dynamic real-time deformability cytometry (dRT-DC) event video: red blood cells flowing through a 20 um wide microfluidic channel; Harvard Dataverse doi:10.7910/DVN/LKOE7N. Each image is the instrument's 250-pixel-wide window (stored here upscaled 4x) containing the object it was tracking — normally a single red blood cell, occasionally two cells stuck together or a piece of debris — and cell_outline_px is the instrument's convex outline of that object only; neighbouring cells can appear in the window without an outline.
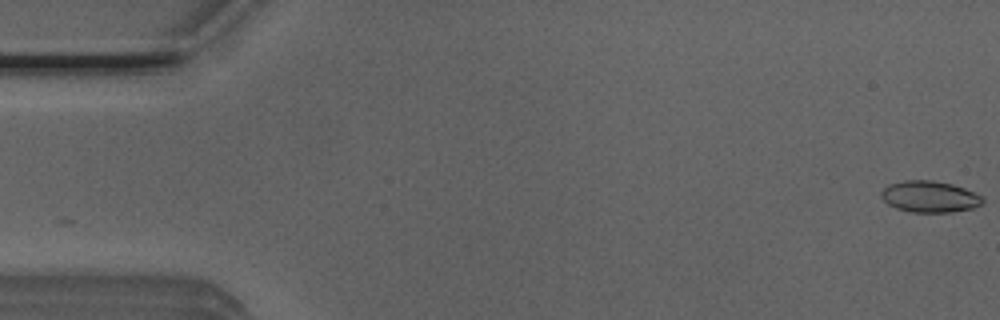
{"species": "Egyptian fruit bat (a non-hibernating species)", "species_latin": "Rousettus aegyptiacus", "temperature_condition": "room temperature", "stored_images_in_passage": 52, "camera_frame_rate_fps": 3000, "um_per_image_px": 0.085, "animal": {"sex": "male"}, "frame": {"image": 1, "passage_image": 1, "time_ms": 0.0, "image_size_px": [1000, 320], "cell_outline_px": [[984, 204], [972, 208], [952, 212], [912, 212], [896, 208], [888, 204], [880, 196], [880, 192], [888, 184], [904, 180], [932, 180], [952, 184], [964, 188], [980, 196], [984, 200]], "centroid_in_image_um": [79.0, 16.71], "position_along_channel_um": 6.0, "area_um2": 18.55}}
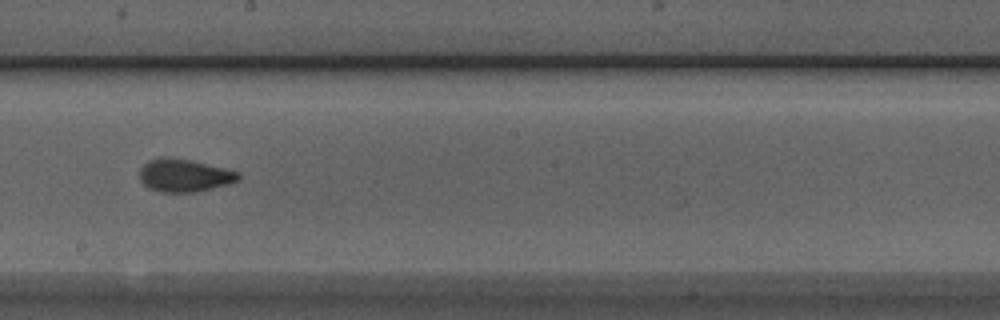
{"frame": {"image": 2, "passage_image": 29, "time_ms": 9.333, "image_size_px": [1000, 320], "cell_outline_px": [[240, 180], [228, 184], [196, 192], [160, 192], [148, 188], [140, 180], [140, 168], [148, 160], [160, 156], [168, 156], [192, 160], [240, 172]], "centroid_in_image_um": [15.65, 14.89], "position_along_channel_um": 232.5, "area_um2": 19.13}}
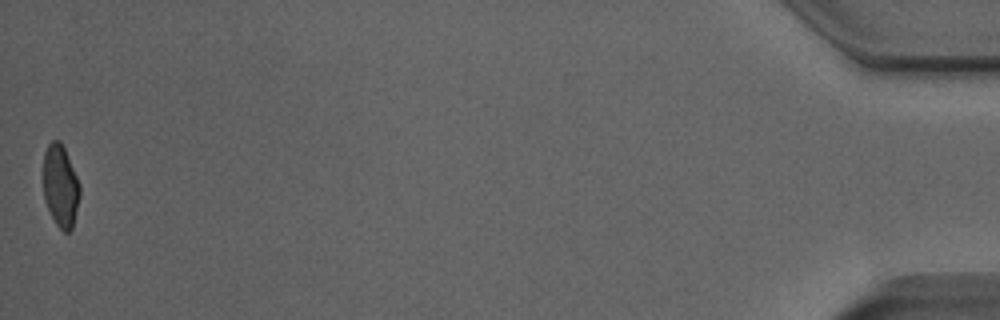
{"frame": {"image": 3, "passage_image": 52, "time_ms": 17.0, "image_size_px": [1000, 320], "cell_outline_px": [[80, 196], [72, 228], [68, 232], [64, 232], [56, 224], [44, 200], [44, 152], [48, 144], [52, 140], [60, 140], [64, 148], [80, 184]], "centroid_in_image_um": [5.15, 15.8], "position_along_channel_um": 430.1, "area_um2": 17.34}, "authors_computed_cell_mechanics": {"area_um2": 18.5538, "velocity_mm_per_s": 3.9398, "shape_relaxation_time_tau1_ms": 5.5969, "shape_relaxation_time_tau2_ms": 1.2998, "deformation_change_tau1": 0.1663, "deformation_change_tau2": 0.0695}}